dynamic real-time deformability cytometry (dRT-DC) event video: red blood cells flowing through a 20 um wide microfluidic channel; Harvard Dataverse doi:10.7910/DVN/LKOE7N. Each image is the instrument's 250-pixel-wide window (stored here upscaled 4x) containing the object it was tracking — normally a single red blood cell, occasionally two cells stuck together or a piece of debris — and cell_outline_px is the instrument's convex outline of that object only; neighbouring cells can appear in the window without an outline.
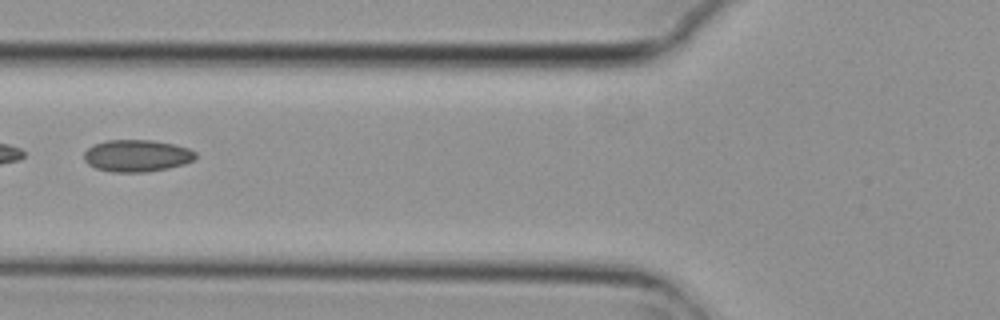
{"species": "common noctule bat (a hibernating species)", "species_latin": "Nyctalus noctula", "temperature_condition": "cold", "stored_images_in_passage": 7, "camera_frame_rate_fps": 3000, "um_per_image_px": 0.085, "animal": {"sex": "female", "body_mass_g": 29.2, "forearm_length_mm": 56.3}, "frame": {"image": 1, "passage_image": 6, "time_ms": 1.667, "image_size_px": [1000, 320], "cell_outline_px": [[196, 156], [192, 160], [184, 164], [168, 168], [148, 172], [112, 172], [96, 168], [88, 164], [84, 160], [84, 152], [92, 144], [108, 140], [152, 140], [176, 144], [188, 148], [196, 152]], "centroid_in_image_um": [11.62, 13.23], "position_along_channel_um": 114.2, "area_um2": 20.92}}
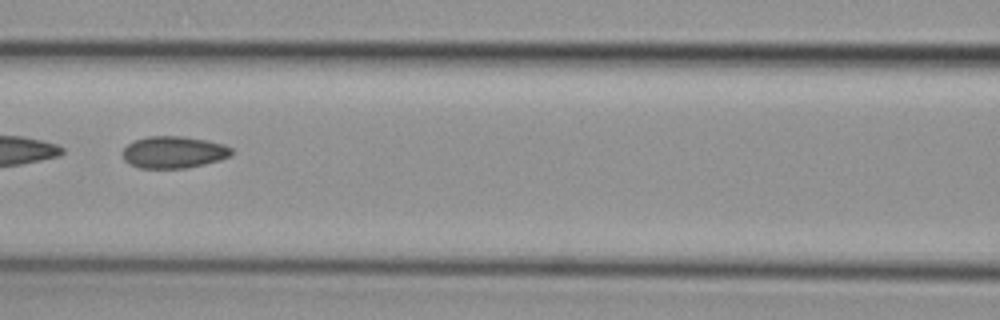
{"frame": {"image": 2, "passage_image": 7, "time_ms": 2.0, "image_size_px": [1000, 320], "cell_outline_px": [[232, 152], [228, 156], [220, 160], [204, 164], [184, 168], [140, 168], [128, 164], [124, 160], [120, 152], [132, 140], [148, 136], [184, 136], [208, 140], [224, 144], [232, 148]], "centroid_in_image_um": [14.71, 12.93], "position_along_channel_um": 151.9, "area_um2": 20.52}}